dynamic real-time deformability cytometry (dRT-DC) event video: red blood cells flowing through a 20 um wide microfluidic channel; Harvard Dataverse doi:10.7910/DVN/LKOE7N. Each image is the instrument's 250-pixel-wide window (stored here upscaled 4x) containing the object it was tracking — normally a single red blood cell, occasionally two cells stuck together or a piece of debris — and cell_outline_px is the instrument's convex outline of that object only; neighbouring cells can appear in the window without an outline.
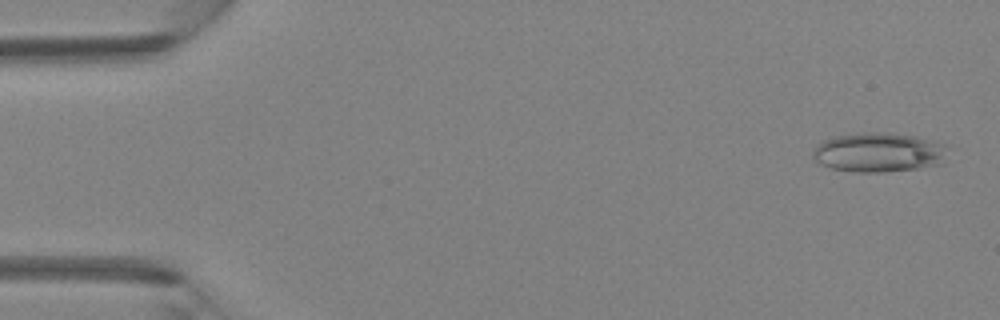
{"species": "Egyptian fruit bat (a non-hibernating species)", "species_latin": "Rousettus aegyptiacus", "temperature_condition": "room temperature", "stored_images_in_passage": 5, "camera_frame_rate_fps": 3000, "um_per_image_px": 0.085, "animal": {"sex": "female"}, "frame": {"image": 1, "passage_image": 5, "time_ms": 1.333, "image_size_px": [1000, 320], "cell_outline_px": [[944, 164], [888, 172], [856, 172], [832, 168], [820, 164], [812, 156], [812, 152], [816, 144], [824, 140], [836, 136], [860, 132], [888, 132], [916, 136], [944, 144]], "centroid_in_image_um": [74.65, 12.95], "position_along_channel_um": 10.3, "area_um2": 31.04}}